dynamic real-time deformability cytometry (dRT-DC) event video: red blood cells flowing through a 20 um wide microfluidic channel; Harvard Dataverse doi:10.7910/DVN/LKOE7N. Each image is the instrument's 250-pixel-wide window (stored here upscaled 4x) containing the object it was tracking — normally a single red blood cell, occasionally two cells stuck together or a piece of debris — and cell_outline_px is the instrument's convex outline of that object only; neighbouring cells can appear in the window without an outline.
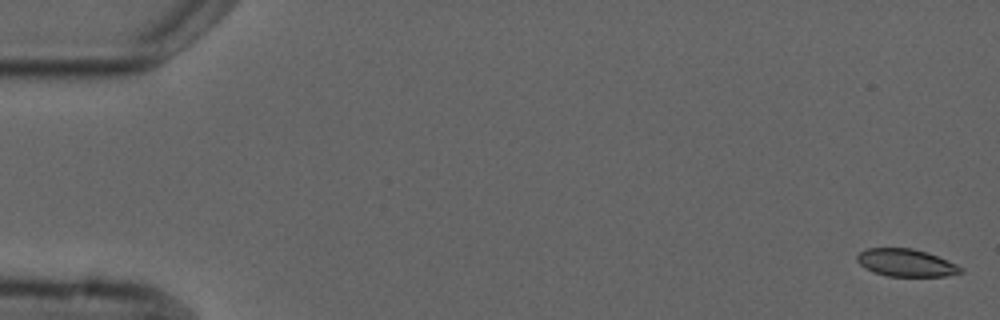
{"species": "common noctule bat (a hibernating species)", "species_latin": "Nyctalus noctula", "temperature_condition": "cold", "stored_images_in_passage": 5, "camera_frame_rate_fps": 3000, "um_per_image_px": 0.085, "animal": {"sex": "male", "forearm_length_mm": 52.5}, "frame": {"image": 1, "passage_image": 1, "time_ms": 0.0, "image_size_px": [1000, 320], "cell_outline_px": [[964, 272], [948, 276], [888, 276], [872, 272], [864, 268], [856, 260], [856, 256], [860, 252], [868, 248], [912, 248], [928, 252], [956, 264], [964, 268]], "centroid_in_image_um": [77.02, 22.34], "position_along_channel_um": 8.0, "area_um2": 16.76}}
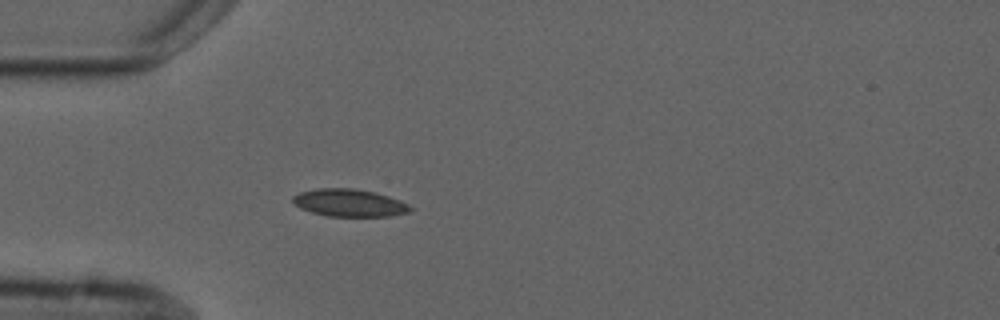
{"frame": {"image": 2, "passage_image": 5, "time_ms": 5.0, "image_size_px": [1000, 320], "cell_outline_px": [[412, 208], [408, 212], [388, 216], [328, 216], [312, 212], [300, 208], [292, 200], [292, 196], [300, 192], [316, 188], [352, 188], [376, 192], [400, 200], [408, 204]], "centroid_in_image_um": [29.68, 17.23], "position_along_channel_um": 55.3, "area_um2": 18.73}}